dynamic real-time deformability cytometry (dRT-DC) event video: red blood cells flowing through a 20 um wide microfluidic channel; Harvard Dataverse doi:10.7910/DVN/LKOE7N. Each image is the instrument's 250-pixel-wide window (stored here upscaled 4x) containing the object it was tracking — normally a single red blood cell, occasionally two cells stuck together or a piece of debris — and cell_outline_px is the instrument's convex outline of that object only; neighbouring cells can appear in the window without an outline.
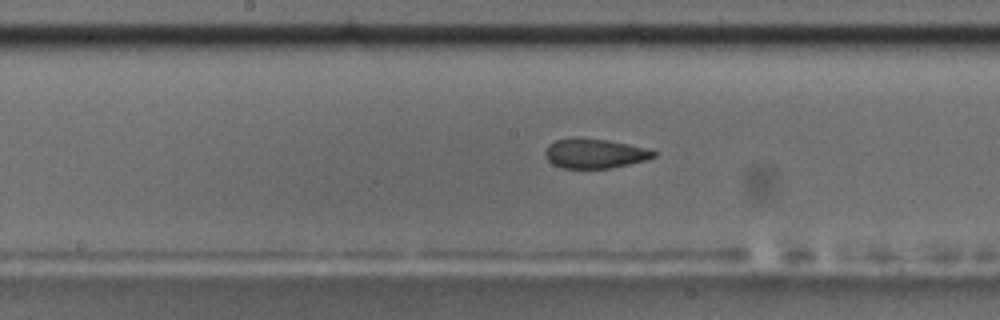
{"species": "common noctule bat (a hibernating species)", "species_latin": "Nyctalus noctula", "temperature_condition": "room temperature", "stored_images_in_passage": 46, "camera_frame_rate_fps": 3000, "um_per_image_px": 0.085, "animal": {"sex": "male", "body_mass_g": 17.5, "forearm_length_mm": 52.3}, "frame": {"image": 1, "passage_image": 20, "time_ms": 6.333, "image_size_px": [1000, 320], "cell_outline_px": [[660, 152], [656, 156], [648, 160], [608, 168], [560, 168], [552, 164], [544, 156], [544, 152], [548, 144], [556, 140], [572, 136], [608, 140], [648, 148]], "centroid_in_image_um": [50.55, 13.03], "position_along_channel_um": 197.7, "area_um2": 19.13}, "authors_computed_cell_mechanics": {"area_um2": 20.0566, "velocity_mm_per_s": 3.7277, "shape_relaxation_time_tau1_ms": null, "shape_relaxation_time_tau2_ms": 1.7467, "deformation_change_tau1": null, "deformation_change_tau2": 0.0823}}